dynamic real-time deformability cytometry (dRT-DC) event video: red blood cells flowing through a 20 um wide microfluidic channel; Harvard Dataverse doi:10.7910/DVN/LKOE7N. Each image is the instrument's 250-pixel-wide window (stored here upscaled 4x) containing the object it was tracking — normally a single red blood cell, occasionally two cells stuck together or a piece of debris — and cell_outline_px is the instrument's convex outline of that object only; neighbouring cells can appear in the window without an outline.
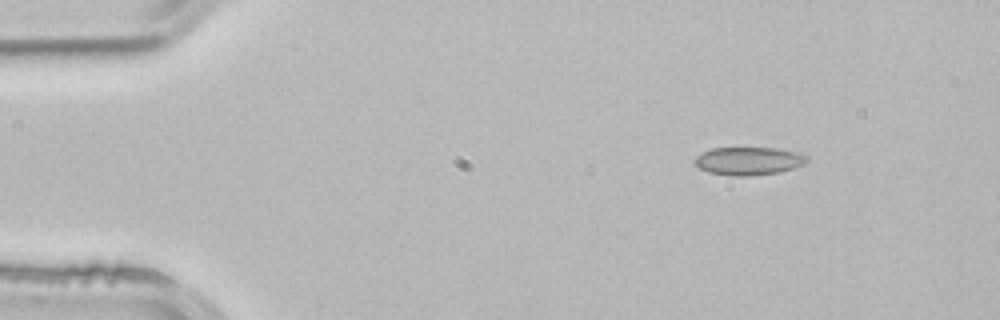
{"species": "common noctule bat (a hibernating species)", "species_latin": "Nyctalus noctula", "temperature_condition": "room temperature", "stored_images_in_passage": 2, "camera_frame_rate_fps": 3000, "um_per_image_px": 0.085, "animal": {"sex": "male", "body_mass_g": 21.5, "forearm_length_mm": 52.0}, "frame": {"image": 1, "passage_image": 1, "time_ms": 0.0, "image_size_px": [1000, 320], "cell_outline_px": [[808, 160], [792, 168], [780, 172], [748, 176], [732, 176], [708, 172], [700, 168], [692, 160], [696, 156], [712, 148], [776, 148], [800, 152], [808, 156]], "centroid_in_image_um": [63.62, 13.68], "position_along_channel_um": 21.4, "area_um2": 18.26}}